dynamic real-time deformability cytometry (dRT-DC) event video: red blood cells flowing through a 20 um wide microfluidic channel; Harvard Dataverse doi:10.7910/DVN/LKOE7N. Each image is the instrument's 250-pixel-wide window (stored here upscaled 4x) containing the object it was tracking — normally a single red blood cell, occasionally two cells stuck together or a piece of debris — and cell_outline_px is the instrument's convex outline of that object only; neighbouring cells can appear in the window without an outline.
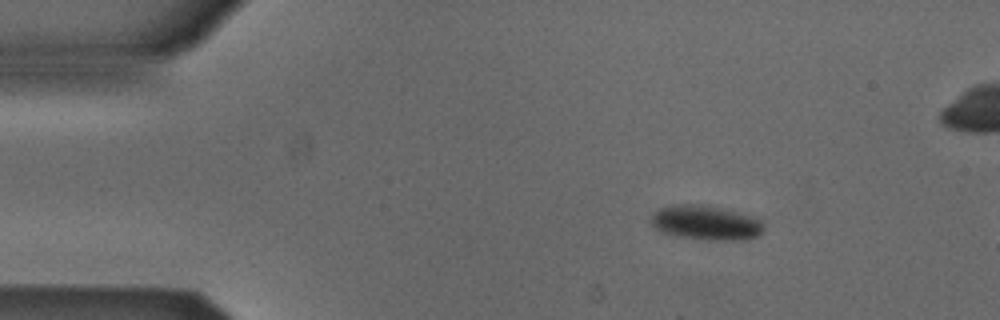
{"species": "Egyptian fruit bat (a non-hibernating species)", "species_latin": "Rousettus aegyptiacus", "temperature_condition": "cold", "stored_images_in_passage": 7, "camera_frame_rate_fps": 3000, "um_per_image_px": 0.085, "animal": {"sex": "male"}, "frame": {"image": 1, "passage_image": 1, "time_ms": 0.0, "image_size_px": [1000, 320], "cell_outline_px": [[764, 232], [748, 240], [708, 240], [676, 236], [660, 232], [652, 224], [652, 216], [660, 208], [676, 204], [692, 204], [716, 208], [748, 216], [760, 220], [764, 224]], "centroid_in_image_um": [60.0, 18.97], "position_along_channel_um": 25.0, "area_um2": 22.2}}